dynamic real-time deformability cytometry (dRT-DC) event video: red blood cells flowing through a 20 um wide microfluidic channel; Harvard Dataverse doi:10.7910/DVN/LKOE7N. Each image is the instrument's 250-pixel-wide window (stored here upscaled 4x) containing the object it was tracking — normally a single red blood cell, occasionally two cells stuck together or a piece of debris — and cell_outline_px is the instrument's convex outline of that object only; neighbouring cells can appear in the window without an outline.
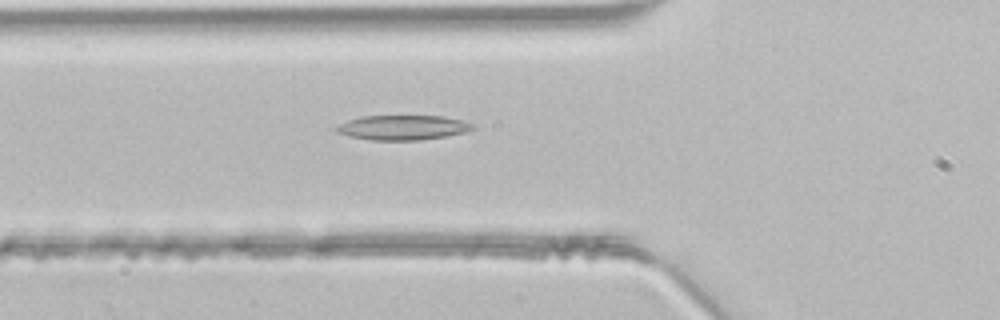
{"species": "common noctule bat (a hibernating species)", "species_latin": "Nyctalus noctula", "temperature_condition": "room temperature", "stored_images_in_passage": 46, "camera_frame_rate_fps": 3000, "um_per_image_px": 0.085, "animal": {"sex": "male", "body_mass_g": 21.5, "forearm_length_mm": 52.0}, "frame": {"image": 1, "passage_image": 15, "time_ms": 4.667, "image_size_px": [1000, 320], "cell_outline_px": [[476, 128], [464, 132], [448, 136], [420, 140], [372, 140], [352, 136], [336, 132], [332, 128], [336, 124], [360, 116], [444, 116], [464, 120], [472, 124]], "centroid_in_image_um": [34.22, 10.83], "position_along_channel_um": 91.6, "area_um2": 19.83}}
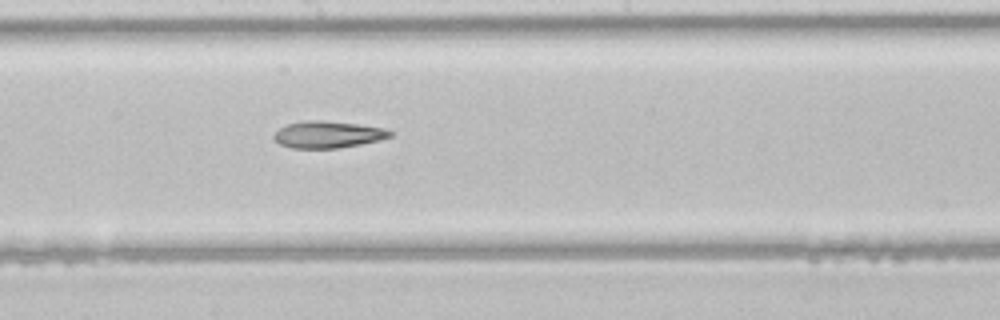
{"frame": {"image": 2, "passage_image": 24, "time_ms": 7.667, "image_size_px": [1000, 320], "cell_outline_px": [[392, 136], [380, 140], [360, 144], [336, 148], [292, 148], [280, 144], [272, 136], [280, 128], [288, 124], [304, 120], [320, 120], [356, 124], [384, 128], [392, 132]], "centroid_in_image_um": [27.86, 11.43], "position_along_channel_um": 220.3, "area_um2": 17.98}}
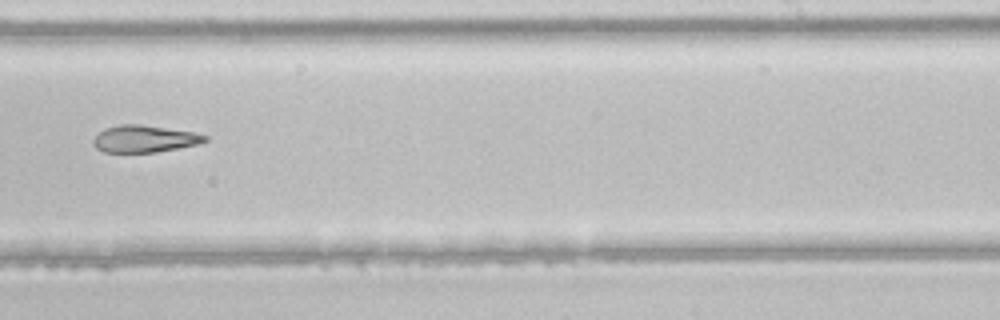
{"frame": {"image": 3, "passage_image": 28, "time_ms": 9.0, "image_size_px": [1000, 320], "cell_outline_px": [[208, 140], [200, 144], [156, 152], [104, 152], [96, 148], [92, 144], [92, 140], [104, 128], [120, 124], [140, 124], [196, 132], [208, 136]], "centroid_in_image_um": [12.3, 11.79], "position_along_channel_um": 276.7, "area_um2": 17.74}}